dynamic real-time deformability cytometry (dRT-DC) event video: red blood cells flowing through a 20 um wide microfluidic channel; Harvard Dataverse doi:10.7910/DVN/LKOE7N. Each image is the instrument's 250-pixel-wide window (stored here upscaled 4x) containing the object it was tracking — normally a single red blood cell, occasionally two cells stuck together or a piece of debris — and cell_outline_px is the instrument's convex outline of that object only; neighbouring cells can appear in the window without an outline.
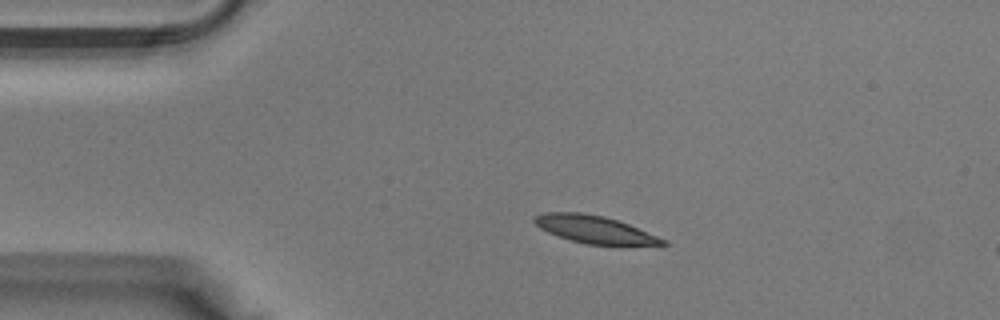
{"species": "Egyptian fruit bat (a non-hibernating species)", "species_latin": "Rousettus aegyptiacus", "temperature_condition": "warm", "stored_images_in_passage": 32, "camera_frame_rate_fps": 3000, "um_per_image_px": 0.085, "animal": {"sex": "male"}, "frame": {"image": 1, "passage_image": 1, "time_ms": 0.0, "image_size_px": [1000, 320], "cell_outline_px": [[668, 244], [620, 248], [588, 244], [572, 240], [548, 232], [540, 228], [532, 220], [536, 216], [544, 212], [580, 212], [604, 216], [628, 224], [668, 240]], "centroid_in_image_um": [50.66, 19.55], "position_along_channel_um": 34.3, "area_um2": 21.21}}
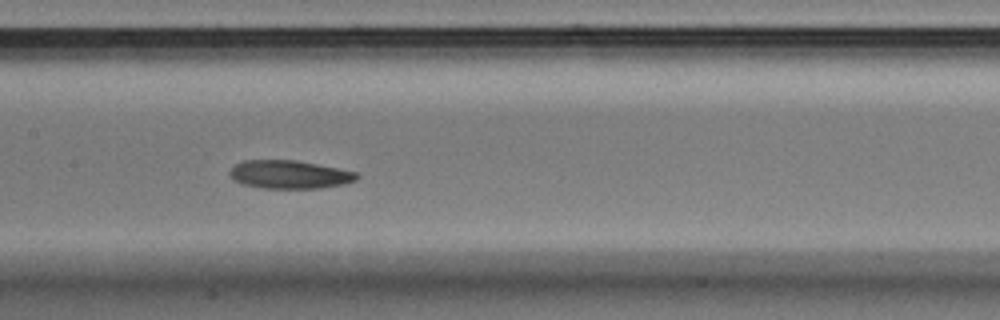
{"frame": {"image": 2, "passage_image": 12, "time_ms": 3.667, "image_size_px": [1000, 320], "cell_outline_px": [[360, 176], [356, 180], [344, 184], [320, 188], [264, 188], [244, 184], [232, 180], [228, 172], [236, 164], [244, 160], [296, 160], [356, 172]], "centroid_in_image_um": [24.59, 14.83], "position_along_channel_um": 182.8, "area_um2": 20.81}}
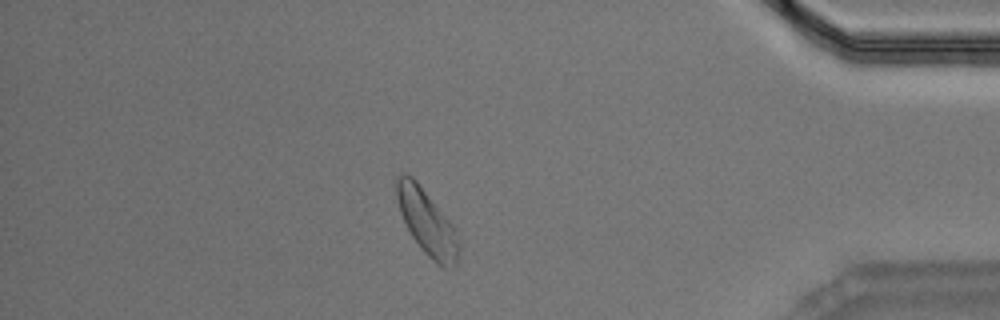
{"frame": {"image": 3, "passage_image": 27, "time_ms": 8.667, "image_size_px": [1000, 320], "cell_outline_px": [[460, 252], [456, 264], [444, 268], [436, 264], [424, 252], [412, 236], [400, 212], [396, 196], [396, 176], [404, 172], [412, 176], [416, 180], [456, 228], [460, 248]], "centroid_in_image_um": [36.31, 18.89], "position_along_channel_um": 398.9, "area_um2": 23.64}}